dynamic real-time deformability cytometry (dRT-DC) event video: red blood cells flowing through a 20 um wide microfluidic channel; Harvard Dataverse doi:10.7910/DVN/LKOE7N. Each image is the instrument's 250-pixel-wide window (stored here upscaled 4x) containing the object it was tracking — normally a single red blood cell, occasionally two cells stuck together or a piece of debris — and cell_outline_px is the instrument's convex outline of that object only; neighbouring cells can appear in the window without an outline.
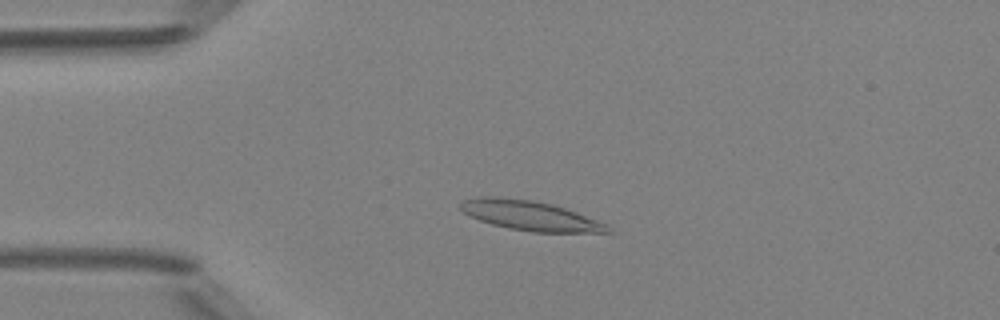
{"species": "Egyptian fruit bat (a non-hibernating species)", "species_latin": "Rousettus aegyptiacus", "temperature_condition": "room temperature", "stored_images_in_passage": 4, "camera_frame_rate_fps": 3000, "um_per_image_px": 0.085, "animal": {"sex": "female"}, "frame": {"image": 1, "passage_image": 4, "time_ms": 3.333, "image_size_px": [1000, 320], "cell_outline_px": [[616, 232], [532, 232], [508, 228], [492, 224], [480, 220], [464, 212], [460, 208], [460, 200], [476, 196], [496, 196], [532, 200], [552, 204], [576, 212], [608, 224]], "centroid_in_image_um": [45.06, 18.32], "position_along_channel_um": 39.9, "area_um2": 25.55}}